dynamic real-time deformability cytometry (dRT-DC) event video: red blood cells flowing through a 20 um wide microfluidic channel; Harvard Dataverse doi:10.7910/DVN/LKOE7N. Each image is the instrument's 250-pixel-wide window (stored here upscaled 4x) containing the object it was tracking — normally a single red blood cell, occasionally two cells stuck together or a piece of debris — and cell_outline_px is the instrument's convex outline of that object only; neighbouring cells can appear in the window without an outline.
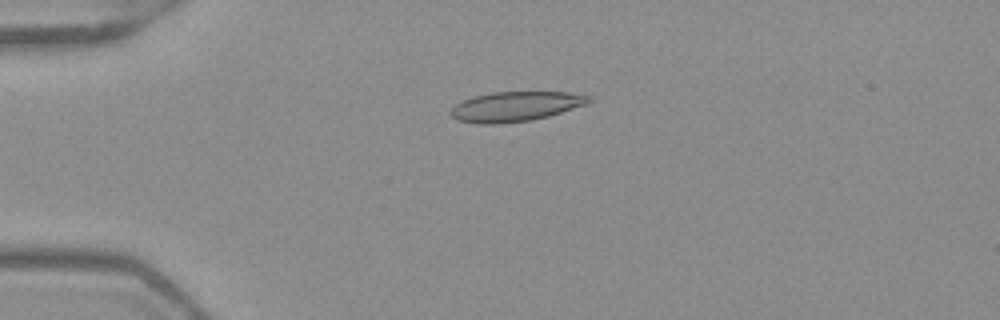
{"species": "Egyptian fruit bat (a non-hibernating species)", "species_latin": "Rousettus aegyptiacus", "temperature_condition": "warm", "stored_images_in_passage": 52, "camera_frame_rate_fps": 3000, "um_per_image_px": 0.085, "frame": {"image": 1, "passage_image": 13, "time_ms": 4.0, "image_size_px": [1000, 320], "cell_outline_px": [[596, 100], [588, 104], [548, 116], [532, 120], [500, 124], [480, 124], [456, 120], [448, 112], [456, 104], [464, 100], [476, 96], [492, 92], [568, 92], [592, 96]], "centroid_in_image_um": [43.87, 9.05], "position_along_channel_um": 41.1, "area_um2": 24.16}}
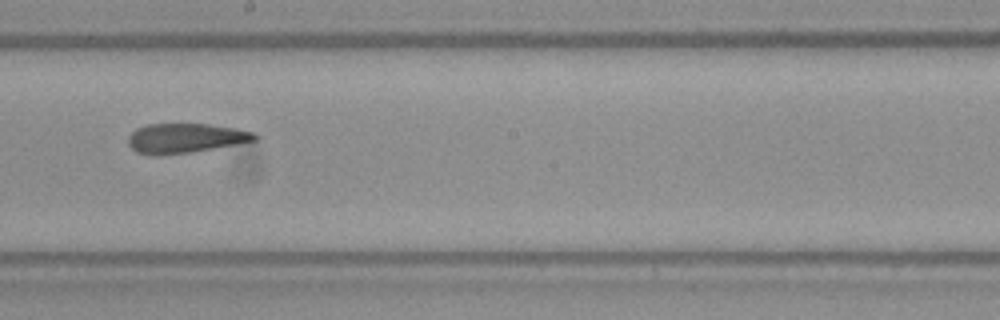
{"frame": {"image": 2, "passage_image": 30, "time_ms": 9.667, "image_size_px": [1000, 320], "cell_outline_px": [[260, 136], [256, 140], [212, 148], [188, 152], [152, 156], [136, 152], [128, 144], [128, 136], [136, 128], [148, 124], [208, 124], [236, 128], [252, 132]], "centroid_in_image_um": [15.71, 11.74], "position_along_channel_um": 232.5, "area_um2": 21.62}}
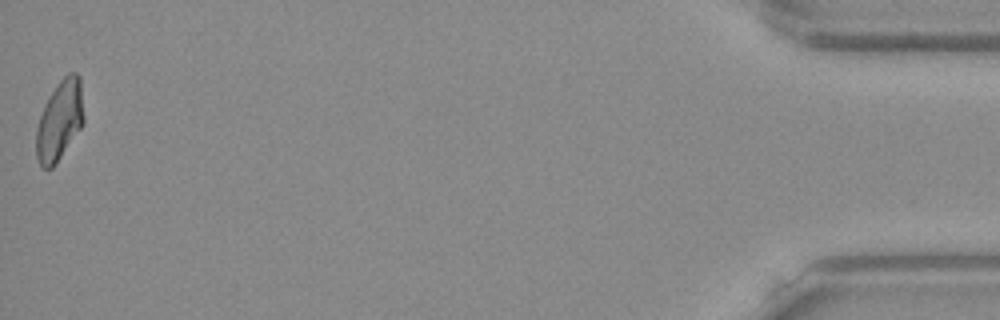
{"frame": {"image": 3, "passage_image": 52, "time_ms": 17.0, "image_size_px": [1000, 320], "cell_outline_px": [[84, 124], [56, 164], [52, 168], [44, 168], [40, 164], [36, 156], [36, 128], [44, 104], [60, 80], [68, 72], [76, 72], [80, 76], [84, 116]], "centroid_in_image_um": [5.08, 10.24], "position_along_channel_um": 430.1, "area_um2": 22.25}, "authors_computed_cell_mechanics": {"area_um2": 22.6576, "velocity_mm_per_s": 3.9397, "shape_relaxation_time_tau1_ms": null, "shape_relaxation_time_tau2_ms": 3.1867, "deformation_change_tau1": null, "deformation_change_tau2": 0.1068}}